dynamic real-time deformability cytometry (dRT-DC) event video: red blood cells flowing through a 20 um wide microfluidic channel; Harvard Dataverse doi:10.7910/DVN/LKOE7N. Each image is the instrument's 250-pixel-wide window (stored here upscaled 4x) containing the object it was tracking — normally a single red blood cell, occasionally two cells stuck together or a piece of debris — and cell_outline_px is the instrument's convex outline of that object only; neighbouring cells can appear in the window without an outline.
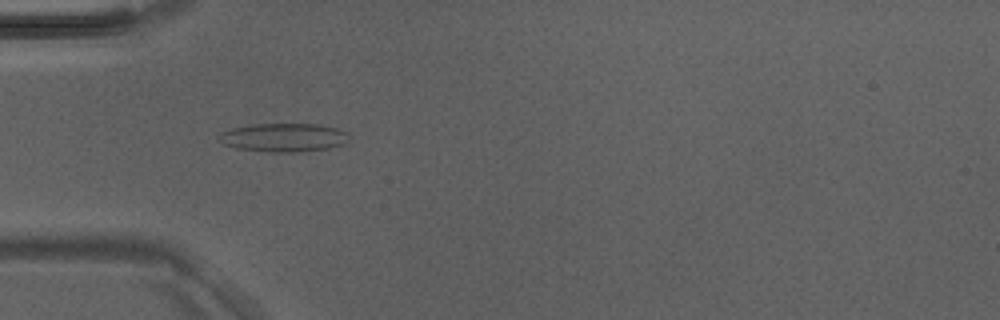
{"species": "Egyptian fruit bat (a non-hibernating species)", "species_latin": "Rousettus aegyptiacus", "temperature_condition": "room temperature", "stored_images_in_passage": 5, "camera_frame_rate_fps": 3000, "um_per_image_px": 0.085, "animal": {"sex": "male"}, "frame": {"image": 1, "passage_image": 3, "time_ms": 0.667, "image_size_px": [1000, 320], "cell_outline_px": [[348, 144], [328, 148], [300, 152], [272, 152], [236, 148], [224, 144], [216, 140], [216, 136], [220, 132], [232, 128], [252, 124], [316, 124], [336, 128], [348, 132]], "centroid_in_image_um": [24.09, 11.69], "position_along_channel_um": 60.9, "area_um2": 21.91}}
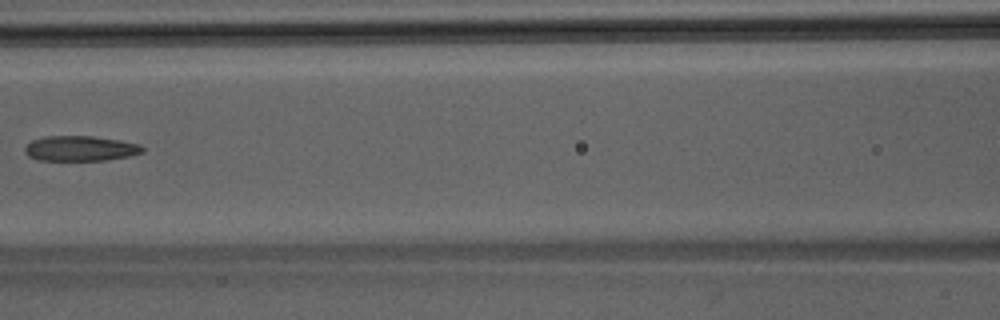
{"frame": {"image": 2, "passage_image": 5, "time_ms": 1.333, "image_size_px": [1000, 320], "cell_outline_px": [[144, 152], [132, 156], [104, 160], [40, 160], [28, 156], [24, 152], [24, 148], [32, 140], [44, 136], [92, 136], [120, 140], [140, 144], [144, 148]], "centroid_in_image_um": [6.85, 12.61], "position_along_channel_um": 159.7, "area_um2": 17.34}}